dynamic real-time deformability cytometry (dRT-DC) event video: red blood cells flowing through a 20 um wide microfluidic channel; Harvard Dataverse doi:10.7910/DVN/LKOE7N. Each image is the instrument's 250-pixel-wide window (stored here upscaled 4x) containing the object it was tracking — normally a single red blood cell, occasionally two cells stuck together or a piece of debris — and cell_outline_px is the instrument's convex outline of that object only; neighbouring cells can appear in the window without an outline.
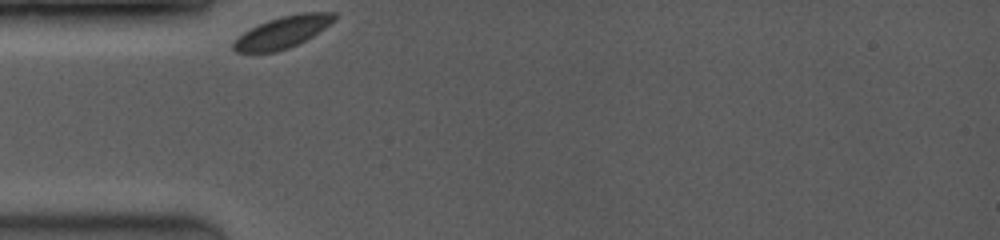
{"species": "common noctule bat (a hibernating species)", "species_latin": "Nyctalus noctula", "temperature_condition": "room temperature", "stored_images_in_passage": 9, "camera_frame_rate_fps": 3500, "um_per_image_px": 0.085, "animal": {"sex": "female", "body_mass_g": 19.0, "forearm_length_mm": 53.3}, "frame": {"image": 1, "passage_image": 1, "time_ms": 0.0, "image_size_px": [1000, 240], "cell_outline_px": [[336, 16], [324, 28], [312, 36], [288, 48], [276, 52], [236, 52], [232, 48], [232, 44], [244, 32], [268, 20], [280, 16], [300, 12], [336, 12]], "centroid_in_image_um": [24.01, 2.73], "position_along_channel_um": 61.0, "area_um2": 18.26}}
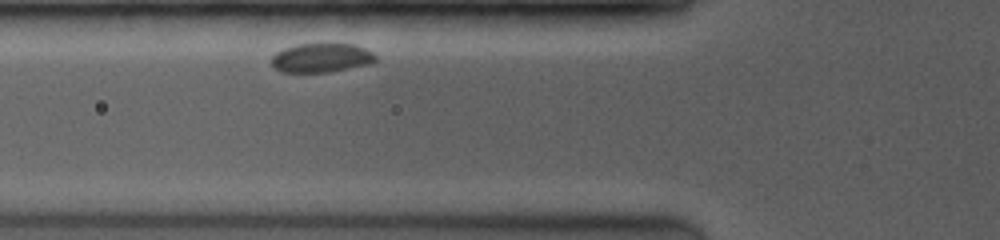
{"frame": {"image": 2, "passage_image": 3, "time_ms": 1.143, "image_size_px": [1000, 240], "cell_outline_px": [[376, 60], [368, 64], [332, 72], [280, 72], [272, 64], [272, 56], [276, 52], [284, 48], [296, 44], [352, 44], [364, 48], [372, 52], [376, 56]], "centroid_in_image_um": [27.3, 4.92], "position_along_channel_um": 98.5, "area_um2": 17.57}}
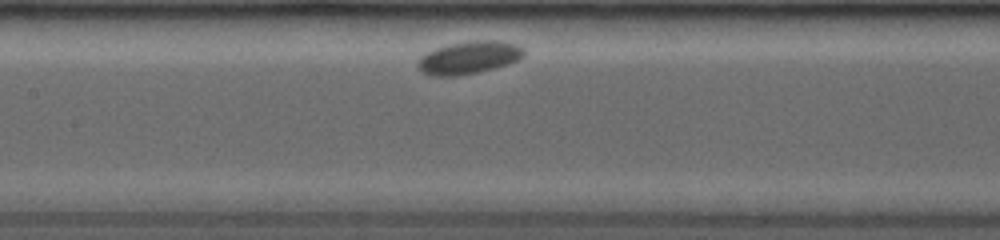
{"frame": {"image": 3, "passage_image": 6, "time_ms": 3.143, "image_size_px": [1000, 240], "cell_outline_px": [[524, 56], [508, 64], [496, 68], [480, 72], [460, 76], [432, 76], [424, 72], [416, 64], [416, 60], [424, 52], [448, 44], [472, 40], [496, 40], [516, 44], [524, 48]], "centroid_in_image_um": [39.84, 4.89], "position_along_channel_um": 167.6, "area_um2": 20.52}}